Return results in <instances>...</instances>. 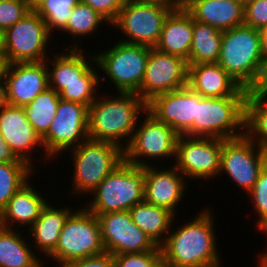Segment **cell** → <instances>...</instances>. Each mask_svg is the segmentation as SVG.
<instances>
[{"label":"cell","mask_w":267,"mask_h":267,"mask_svg":"<svg viewBox=\"0 0 267 267\" xmlns=\"http://www.w3.org/2000/svg\"><path fill=\"white\" fill-rule=\"evenodd\" d=\"M144 115L142 122L139 118L133 136L123 150L124 161L138 167H147L160 166L161 163L164 164L161 161L165 158L174 160L179 135L148 110L144 112ZM154 161H159V164L154 165Z\"/></svg>","instance_id":"cell-9"},{"label":"cell","mask_w":267,"mask_h":267,"mask_svg":"<svg viewBox=\"0 0 267 267\" xmlns=\"http://www.w3.org/2000/svg\"><path fill=\"white\" fill-rule=\"evenodd\" d=\"M115 93L117 96L109 92L111 95H102L100 92L89 107L88 137L90 140L116 144L124 150L133 136L138 119L147 110V104L135 93Z\"/></svg>","instance_id":"cell-2"},{"label":"cell","mask_w":267,"mask_h":267,"mask_svg":"<svg viewBox=\"0 0 267 267\" xmlns=\"http://www.w3.org/2000/svg\"><path fill=\"white\" fill-rule=\"evenodd\" d=\"M236 1L241 3L243 6H245L247 3L252 2L254 0H236Z\"/></svg>","instance_id":"cell-52"},{"label":"cell","mask_w":267,"mask_h":267,"mask_svg":"<svg viewBox=\"0 0 267 267\" xmlns=\"http://www.w3.org/2000/svg\"><path fill=\"white\" fill-rule=\"evenodd\" d=\"M263 234H265L266 238H267V230ZM257 257H258V261H256V262H258V264H257L258 266H256V267H267V251L263 252L261 254L259 252Z\"/></svg>","instance_id":"cell-47"},{"label":"cell","mask_w":267,"mask_h":267,"mask_svg":"<svg viewBox=\"0 0 267 267\" xmlns=\"http://www.w3.org/2000/svg\"><path fill=\"white\" fill-rule=\"evenodd\" d=\"M26 0L0 1V30L4 32L21 20L29 11Z\"/></svg>","instance_id":"cell-38"},{"label":"cell","mask_w":267,"mask_h":267,"mask_svg":"<svg viewBox=\"0 0 267 267\" xmlns=\"http://www.w3.org/2000/svg\"><path fill=\"white\" fill-rule=\"evenodd\" d=\"M60 99L59 94L49 87L23 106L30 125L41 139L48 133Z\"/></svg>","instance_id":"cell-32"},{"label":"cell","mask_w":267,"mask_h":267,"mask_svg":"<svg viewBox=\"0 0 267 267\" xmlns=\"http://www.w3.org/2000/svg\"><path fill=\"white\" fill-rule=\"evenodd\" d=\"M69 153L74 168L70 188L76 195L89 196L123 160L124 152L116 144L87 139ZM76 194V195H75Z\"/></svg>","instance_id":"cell-5"},{"label":"cell","mask_w":267,"mask_h":267,"mask_svg":"<svg viewBox=\"0 0 267 267\" xmlns=\"http://www.w3.org/2000/svg\"><path fill=\"white\" fill-rule=\"evenodd\" d=\"M116 41L104 51L94 53L98 70L105 76L99 77L100 85L102 87L105 79H109L117 92L136 94L144 78L151 47Z\"/></svg>","instance_id":"cell-8"},{"label":"cell","mask_w":267,"mask_h":267,"mask_svg":"<svg viewBox=\"0 0 267 267\" xmlns=\"http://www.w3.org/2000/svg\"><path fill=\"white\" fill-rule=\"evenodd\" d=\"M23 231L0 226V267H47Z\"/></svg>","instance_id":"cell-27"},{"label":"cell","mask_w":267,"mask_h":267,"mask_svg":"<svg viewBox=\"0 0 267 267\" xmlns=\"http://www.w3.org/2000/svg\"><path fill=\"white\" fill-rule=\"evenodd\" d=\"M7 61L4 56H0V87L4 86V79H5V70L7 68Z\"/></svg>","instance_id":"cell-46"},{"label":"cell","mask_w":267,"mask_h":267,"mask_svg":"<svg viewBox=\"0 0 267 267\" xmlns=\"http://www.w3.org/2000/svg\"><path fill=\"white\" fill-rule=\"evenodd\" d=\"M146 167L131 165L124 160L108 174L89 195L84 205L96 216L108 212L129 211L144 201Z\"/></svg>","instance_id":"cell-4"},{"label":"cell","mask_w":267,"mask_h":267,"mask_svg":"<svg viewBox=\"0 0 267 267\" xmlns=\"http://www.w3.org/2000/svg\"><path fill=\"white\" fill-rule=\"evenodd\" d=\"M244 134L267 151V93L250 90L245 99Z\"/></svg>","instance_id":"cell-29"},{"label":"cell","mask_w":267,"mask_h":267,"mask_svg":"<svg viewBox=\"0 0 267 267\" xmlns=\"http://www.w3.org/2000/svg\"><path fill=\"white\" fill-rule=\"evenodd\" d=\"M83 206V207H82ZM74 209L66 219L55 250L47 257L54 267L105 252L97 216L84 205ZM54 260V261H53Z\"/></svg>","instance_id":"cell-6"},{"label":"cell","mask_w":267,"mask_h":267,"mask_svg":"<svg viewBox=\"0 0 267 267\" xmlns=\"http://www.w3.org/2000/svg\"><path fill=\"white\" fill-rule=\"evenodd\" d=\"M6 103L25 106L49 88L46 60L8 64L5 70Z\"/></svg>","instance_id":"cell-19"},{"label":"cell","mask_w":267,"mask_h":267,"mask_svg":"<svg viewBox=\"0 0 267 267\" xmlns=\"http://www.w3.org/2000/svg\"><path fill=\"white\" fill-rule=\"evenodd\" d=\"M0 56H4L3 32L0 30Z\"/></svg>","instance_id":"cell-51"},{"label":"cell","mask_w":267,"mask_h":267,"mask_svg":"<svg viewBox=\"0 0 267 267\" xmlns=\"http://www.w3.org/2000/svg\"><path fill=\"white\" fill-rule=\"evenodd\" d=\"M265 166V153L245 134L233 139H223L219 174L227 175L235 186L246 191V195Z\"/></svg>","instance_id":"cell-12"},{"label":"cell","mask_w":267,"mask_h":267,"mask_svg":"<svg viewBox=\"0 0 267 267\" xmlns=\"http://www.w3.org/2000/svg\"><path fill=\"white\" fill-rule=\"evenodd\" d=\"M99 85L100 82H72L67 84L59 96L62 100L77 102L89 108L101 92Z\"/></svg>","instance_id":"cell-36"},{"label":"cell","mask_w":267,"mask_h":267,"mask_svg":"<svg viewBox=\"0 0 267 267\" xmlns=\"http://www.w3.org/2000/svg\"><path fill=\"white\" fill-rule=\"evenodd\" d=\"M223 139L179 135L174 166L188 180L219 178Z\"/></svg>","instance_id":"cell-14"},{"label":"cell","mask_w":267,"mask_h":267,"mask_svg":"<svg viewBox=\"0 0 267 267\" xmlns=\"http://www.w3.org/2000/svg\"><path fill=\"white\" fill-rule=\"evenodd\" d=\"M172 9L158 4L126 0L117 19L110 25L122 34L121 42L155 48L163 24ZM124 35V37H123Z\"/></svg>","instance_id":"cell-11"},{"label":"cell","mask_w":267,"mask_h":267,"mask_svg":"<svg viewBox=\"0 0 267 267\" xmlns=\"http://www.w3.org/2000/svg\"><path fill=\"white\" fill-rule=\"evenodd\" d=\"M105 252L112 255L143 253L158 246L133 223L129 211H117L97 216Z\"/></svg>","instance_id":"cell-16"},{"label":"cell","mask_w":267,"mask_h":267,"mask_svg":"<svg viewBox=\"0 0 267 267\" xmlns=\"http://www.w3.org/2000/svg\"><path fill=\"white\" fill-rule=\"evenodd\" d=\"M193 24L194 19L185 8L172 10L164 21L155 49L165 54L179 56L189 65Z\"/></svg>","instance_id":"cell-25"},{"label":"cell","mask_w":267,"mask_h":267,"mask_svg":"<svg viewBox=\"0 0 267 267\" xmlns=\"http://www.w3.org/2000/svg\"><path fill=\"white\" fill-rule=\"evenodd\" d=\"M222 34L223 32L215 27L194 20L189 65L217 63L220 56Z\"/></svg>","instance_id":"cell-30"},{"label":"cell","mask_w":267,"mask_h":267,"mask_svg":"<svg viewBox=\"0 0 267 267\" xmlns=\"http://www.w3.org/2000/svg\"><path fill=\"white\" fill-rule=\"evenodd\" d=\"M52 40L54 37L43 19L30 10L3 32L4 57L8 64L44 61L50 56L49 44Z\"/></svg>","instance_id":"cell-10"},{"label":"cell","mask_w":267,"mask_h":267,"mask_svg":"<svg viewBox=\"0 0 267 267\" xmlns=\"http://www.w3.org/2000/svg\"><path fill=\"white\" fill-rule=\"evenodd\" d=\"M36 171L38 172L26 162L0 163V212Z\"/></svg>","instance_id":"cell-33"},{"label":"cell","mask_w":267,"mask_h":267,"mask_svg":"<svg viewBox=\"0 0 267 267\" xmlns=\"http://www.w3.org/2000/svg\"><path fill=\"white\" fill-rule=\"evenodd\" d=\"M33 177L23 185L0 212V226L9 229L24 228L27 231L40 216L48 203V198L36 190ZM32 184V185H31ZM46 197V198H45ZM18 225L17 227H15Z\"/></svg>","instance_id":"cell-23"},{"label":"cell","mask_w":267,"mask_h":267,"mask_svg":"<svg viewBox=\"0 0 267 267\" xmlns=\"http://www.w3.org/2000/svg\"><path fill=\"white\" fill-rule=\"evenodd\" d=\"M31 10H34L44 0H26Z\"/></svg>","instance_id":"cell-49"},{"label":"cell","mask_w":267,"mask_h":267,"mask_svg":"<svg viewBox=\"0 0 267 267\" xmlns=\"http://www.w3.org/2000/svg\"><path fill=\"white\" fill-rule=\"evenodd\" d=\"M203 97H246L242 88L218 63L188 65V83Z\"/></svg>","instance_id":"cell-22"},{"label":"cell","mask_w":267,"mask_h":267,"mask_svg":"<svg viewBox=\"0 0 267 267\" xmlns=\"http://www.w3.org/2000/svg\"><path fill=\"white\" fill-rule=\"evenodd\" d=\"M244 25L256 30L267 27V0H254L244 6Z\"/></svg>","instance_id":"cell-39"},{"label":"cell","mask_w":267,"mask_h":267,"mask_svg":"<svg viewBox=\"0 0 267 267\" xmlns=\"http://www.w3.org/2000/svg\"><path fill=\"white\" fill-rule=\"evenodd\" d=\"M126 0H81L82 3L92 7L109 25L118 17Z\"/></svg>","instance_id":"cell-40"},{"label":"cell","mask_w":267,"mask_h":267,"mask_svg":"<svg viewBox=\"0 0 267 267\" xmlns=\"http://www.w3.org/2000/svg\"><path fill=\"white\" fill-rule=\"evenodd\" d=\"M0 133L9 144L14 155L18 159L25 161L32 168L35 169V167H37L36 161H39L38 157L33 156L34 153L37 155L36 152H39L38 149L43 153L40 161L42 158H46L49 163L50 158L45 154L41 138L30 125L23 106H15L6 103V105L0 109ZM35 158L37 160H34Z\"/></svg>","instance_id":"cell-17"},{"label":"cell","mask_w":267,"mask_h":267,"mask_svg":"<svg viewBox=\"0 0 267 267\" xmlns=\"http://www.w3.org/2000/svg\"><path fill=\"white\" fill-rule=\"evenodd\" d=\"M199 94L189 86L155 96L147 103V110L159 121L183 135L196 118Z\"/></svg>","instance_id":"cell-20"},{"label":"cell","mask_w":267,"mask_h":267,"mask_svg":"<svg viewBox=\"0 0 267 267\" xmlns=\"http://www.w3.org/2000/svg\"><path fill=\"white\" fill-rule=\"evenodd\" d=\"M53 206L50 202L43 208L40 216L27 230L34 251L46 259L56 248L63 225L74 210L71 206ZM36 247V248H35ZM39 251V252H38Z\"/></svg>","instance_id":"cell-24"},{"label":"cell","mask_w":267,"mask_h":267,"mask_svg":"<svg viewBox=\"0 0 267 267\" xmlns=\"http://www.w3.org/2000/svg\"><path fill=\"white\" fill-rule=\"evenodd\" d=\"M61 267H114L113 255L109 252L71 261Z\"/></svg>","instance_id":"cell-41"},{"label":"cell","mask_w":267,"mask_h":267,"mask_svg":"<svg viewBox=\"0 0 267 267\" xmlns=\"http://www.w3.org/2000/svg\"><path fill=\"white\" fill-rule=\"evenodd\" d=\"M247 196L250 202L252 201L256 218L258 217L254 226L258 231L264 233L267 230V165L260 172L257 181Z\"/></svg>","instance_id":"cell-35"},{"label":"cell","mask_w":267,"mask_h":267,"mask_svg":"<svg viewBox=\"0 0 267 267\" xmlns=\"http://www.w3.org/2000/svg\"><path fill=\"white\" fill-rule=\"evenodd\" d=\"M257 92L267 93V59L263 61L262 71L256 86L252 89Z\"/></svg>","instance_id":"cell-43"},{"label":"cell","mask_w":267,"mask_h":267,"mask_svg":"<svg viewBox=\"0 0 267 267\" xmlns=\"http://www.w3.org/2000/svg\"><path fill=\"white\" fill-rule=\"evenodd\" d=\"M114 267H163L161 248L143 253L113 255Z\"/></svg>","instance_id":"cell-37"},{"label":"cell","mask_w":267,"mask_h":267,"mask_svg":"<svg viewBox=\"0 0 267 267\" xmlns=\"http://www.w3.org/2000/svg\"><path fill=\"white\" fill-rule=\"evenodd\" d=\"M143 3H151V4H158L170 8L172 10L181 9L178 5L176 0H137Z\"/></svg>","instance_id":"cell-44"},{"label":"cell","mask_w":267,"mask_h":267,"mask_svg":"<svg viewBox=\"0 0 267 267\" xmlns=\"http://www.w3.org/2000/svg\"><path fill=\"white\" fill-rule=\"evenodd\" d=\"M194 0H176L177 5L180 8H186L187 6H189Z\"/></svg>","instance_id":"cell-50"},{"label":"cell","mask_w":267,"mask_h":267,"mask_svg":"<svg viewBox=\"0 0 267 267\" xmlns=\"http://www.w3.org/2000/svg\"><path fill=\"white\" fill-rule=\"evenodd\" d=\"M185 9L194 20L222 32L244 24V6L236 0H194Z\"/></svg>","instance_id":"cell-26"},{"label":"cell","mask_w":267,"mask_h":267,"mask_svg":"<svg viewBox=\"0 0 267 267\" xmlns=\"http://www.w3.org/2000/svg\"><path fill=\"white\" fill-rule=\"evenodd\" d=\"M163 167H146L144 201L164 207L177 216V208L187 195L189 181L174 165L165 168L164 164Z\"/></svg>","instance_id":"cell-21"},{"label":"cell","mask_w":267,"mask_h":267,"mask_svg":"<svg viewBox=\"0 0 267 267\" xmlns=\"http://www.w3.org/2000/svg\"><path fill=\"white\" fill-rule=\"evenodd\" d=\"M5 162H25L23 160L18 159L14 153L11 151L9 144L3 138L0 133V163Z\"/></svg>","instance_id":"cell-42"},{"label":"cell","mask_w":267,"mask_h":267,"mask_svg":"<svg viewBox=\"0 0 267 267\" xmlns=\"http://www.w3.org/2000/svg\"><path fill=\"white\" fill-rule=\"evenodd\" d=\"M6 105L5 87H0V109Z\"/></svg>","instance_id":"cell-48"},{"label":"cell","mask_w":267,"mask_h":267,"mask_svg":"<svg viewBox=\"0 0 267 267\" xmlns=\"http://www.w3.org/2000/svg\"><path fill=\"white\" fill-rule=\"evenodd\" d=\"M79 2L81 0H44L34 11L43 19L49 32L57 35L66 27L74 6Z\"/></svg>","instance_id":"cell-34"},{"label":"cell","mask_w":267,"mask_h":267,"mask_svg":"<svg viewBox=\"0 0 267 267\" xmlns=\"http://www.w3.org/2000/svg\"><path fill=\"white\" fill-rule=\"evenodd\" d=\"M106 24L109 26L108 22L98 14L92 7L86 5L82 2L76 4L72 10L71 17L66 25V27L61 31L62 35L69 36L72 38L69 41L72 45L65 46L66 49H81V45L83 41L82 38L90 37L91 35H96L97 31L101 26V24ZM96 32V33H95ZM79 42L78 43V39ZM81 37V40H80ZM77 40V41H76ZM80 45V46H79Z\"/></svg>","instance_id":"cell-31"},{"label":"cell","mask_w":267,"mask_h":267,"mask_svg":"<svg viewBox=\"0 0 267 267\" xmlns=\"http://www.w3.org/2000/svg\"><path fill=\"white\" fill-rule=\"evenodd\" d=\"M129 212L133 223L159 247L165 242L171 224L176 217L168 209L145 201L136 204Z\"/></svg>","instance_id":"cell-28"},{"label":"cell","mask_w":267,"mask_h":267,"mask_svg":"<svg viewBox=\"0 0 267 267\" xmlns=\"http://www.w3.org/2000/svg\"><path fill=\"white\" fill-rule=\"evenodd\" d=\"M88 109L83 104L60 99L48 133L41 139L50 159L63 157L65 152L89 139Z\"/></svg>","instance_id":"cell-13"},{"label":"cell","mask_w":267,"mask_h":267,"mask_svg":"<svg viewBox=\"0 0 267 267\" xmlns=\"http://www.w3.org/2000/svg\"><path fill=\"white\" fill-rule=\"evenodd\" d=\"M210 207L181 225L174 218L165 242L160 246L163 267H222L214 217ZM179 224V227H177ZM177 228L173 230V227ZM215 228V229H214ZM221 256V257H220Z\"/></svg>","instance_id":"cell-1"},{"label":"cell","mask_w":267,"mask_h":267,"mask_svg":"<svg viewBox=\"0 0 267 267\" xmlns=\"http://www.w3.org/2000/svg\"><path fill=\"white\" fill-rule=\"evenodd\" d=\"M217 63L242 88L252 90L263 66L259 30L243 24L223 31Z\"/></svg>","instance_id":"cell-3"},{"label":"cell","mask_w":267,"mask_h":267,"mask_svg":"<svg viewBox=\"0 0 267 267\" xmlns=\"http://www.w3.org/2000/svg\"><path fill=\"white\" fill-rule=\"evenodd\" d=\"M188 63L185 59L151 48L144 78L136 93L146 104L155 96L187 86Z\"/></svg>","instance_id":"cell-15"},{"label":"cell","mask_w":267,"mask_h":267,"mask_svg":"<svg viewBox=\"0 0 267 267\" xmlns=\"http://www.w3.org/2000/svg\"><path fill=\"white\" fill-rule=\"evenodd\" d=\"M246 97H203L196 118L183 134L188 137L233 139L244 135Z\"/></svg>","instance_id":"cell-7"},{"label":"cell","mask_w":267,"mask_h":267,"mask_svg":"<svg viewBox=\"0 0 267 267\" xmlns=\"http://www.w3.org/2000/svg\"><path fill=\"white\" fill-rule=\"evenodd\" d=\"M87 54L89 52L86 53L82 47L66 50L63 48L62 53L54 52V58L53 55L49 56L46 59L49 87L59 94L72 82H100L101 74L97 70L95 55L93 52Z\"/></svg>","instance_id":"cell-18"},{"label":"cell","mask_w":267,"mask_h":267,"mask_svg":"<svg viewBox=\"0 0 267 267\" xmlns=\"http://www.w3.org/2000/svg\"><path fill=\"white\" fill-rule=\"evenodd\" d=\"M260 47L263 61L267 59V27L259 30Z\"/></svg>","instance_id":"cell-45"},{"label":"cell","mask_w":267,"mask_h":267,"mask_svg":"<svg viewBox=\"0 0 267 267\" xmlns=\"http://www.w3.org/2000/svg\"><path fill=\"white\" fill-rule=\"evenodd\" d=\"M265 155H266V165H267V151L265 152Z\"/></svg>","instance_id":"cell-53"}]
</instances>
